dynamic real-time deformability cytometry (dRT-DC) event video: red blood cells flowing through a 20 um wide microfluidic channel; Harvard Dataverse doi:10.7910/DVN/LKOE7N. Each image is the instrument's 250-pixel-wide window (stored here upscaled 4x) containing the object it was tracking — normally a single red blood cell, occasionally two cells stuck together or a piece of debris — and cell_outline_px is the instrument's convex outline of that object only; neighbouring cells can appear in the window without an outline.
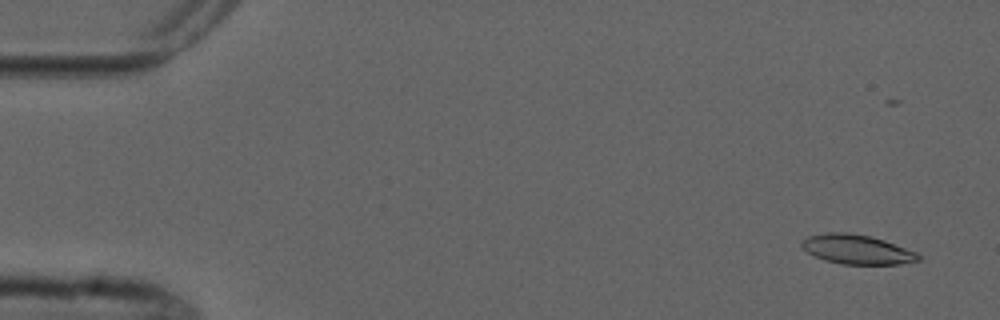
{"species": "common noctule bat (a hibernating species)", "species_latin": "Nyctalus noctula", "temperature_condition": "cold", "stored_images_in_passage": 5, "camera_frame_rate_fps": 3000, "um_per_image_px": 0.085, "animal": {"sex": "male", "forearm_length_mm": 52.5}, "frame": {"image": 1, "passage_image": 1, "time_ms": 0.0, "image_size_px": [1000, 320], "cell_outline_px": [[920, 260], [900, 264], [840, 264], [824, 260], [808, 252], [800, 244], [800, 240], [808, 236], [828, 232], [844, 232], [868, 236], [884, 240], [916, 252], [920, 256]], "centroid_in_image_um": [72.81, 21.2], "position_along_channel_um": 12.2, "area_um2": 19.83}}
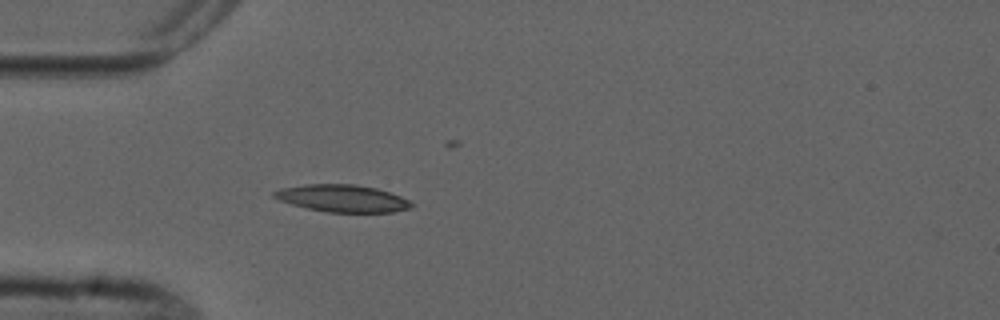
{"frame": {"image": 2, "passage_image": 5, "time_ms": 4.333, "image_size_px": [1000, 320], "cell_outline_px": [[416, 204], [412, 208], [392, 212], [328, 212], [308, 208], [292, 204], [280, 200], [272, 196], [272, 192], [280, 188], [308, 184], [356, 184], [376, 188], [400, 196]], "centroid_in_image_um": [29.13, 16.86], "position_along_channel_um": 55.9, "area_um2": 21.73}}